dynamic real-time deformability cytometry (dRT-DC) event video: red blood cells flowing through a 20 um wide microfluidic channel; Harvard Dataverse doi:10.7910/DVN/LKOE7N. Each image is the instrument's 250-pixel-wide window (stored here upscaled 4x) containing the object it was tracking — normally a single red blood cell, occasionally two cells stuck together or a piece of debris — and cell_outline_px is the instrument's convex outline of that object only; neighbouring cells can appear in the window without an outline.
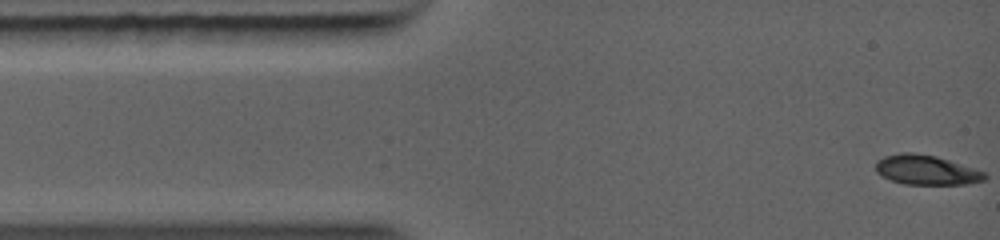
{"species": "common noctule bat (a hibernating species)", "species_latin": "Nyctalus noctula", "temperature_condition": "warm", "stored_images_in_passage": 11, "camera_frame_rate_fps": 5000, "um_per_image_px": 0.085, "animal": {"sex": "female", "body_mass_g": 19.0, "forearm_length_mm": 56.7}, "frame": {"image": 1, "passage_image": 1, "time_ms": 0.0, "image_size_px": [1000, 240], "cell_outline_px": [[984, 176], [980, 180], [960, 184], [908, 184], [892, 180], [884, 176], [876, 168], [876, 164], [880, 160], [888, 156], [932, 156], [984, 172]], "centroid_in_image_um": [78.75, 14.51], "position_along_channel_um": 6.3, "area_um2": 16.82}}
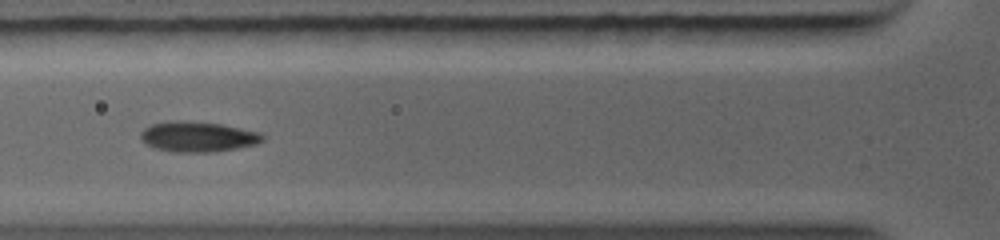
{"frame": {"image": 2, "passage_image": 8, "time_ms": 3.6, "image_size_px": [1000, 240], "cell_outline_px": [[260, 140], [248, 144], [228, 148], [160, 148], [144, 140], [140, 136], [140, 132], [144, 128], [152, 124], [220, 124], [256, 132], [260, 136]], "centroid_in_image_um": [16.78, 11.56], "position_along_channel_um": 109.0, "area_um2": 17.63}}
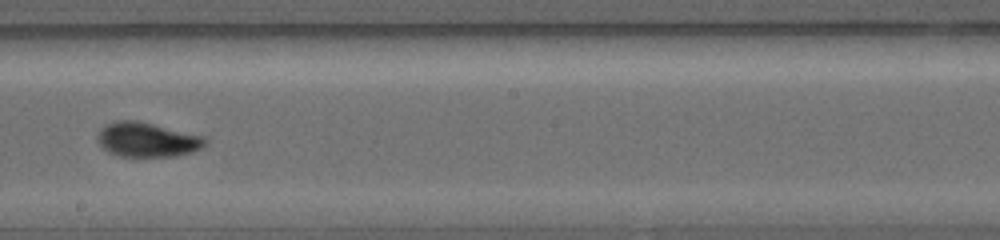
{"frame": {"image": 3, "passage_image": 11, "time_ms": 6.2, "image_size_px": [1000, 240], "cell_outline_px": [[200, 144], [192, 148], [180, 152], [148, 156], [136, 156], [120, 152], [104, 144], [100, 136], [100, 132], [108, 124], [116, 120], [136, 120], [196, 136], [200, 140]], "centroid_in_image_um": [12.38, 11.79], "position_along_channel_um": 235.8, "area_um2": 18.26}}